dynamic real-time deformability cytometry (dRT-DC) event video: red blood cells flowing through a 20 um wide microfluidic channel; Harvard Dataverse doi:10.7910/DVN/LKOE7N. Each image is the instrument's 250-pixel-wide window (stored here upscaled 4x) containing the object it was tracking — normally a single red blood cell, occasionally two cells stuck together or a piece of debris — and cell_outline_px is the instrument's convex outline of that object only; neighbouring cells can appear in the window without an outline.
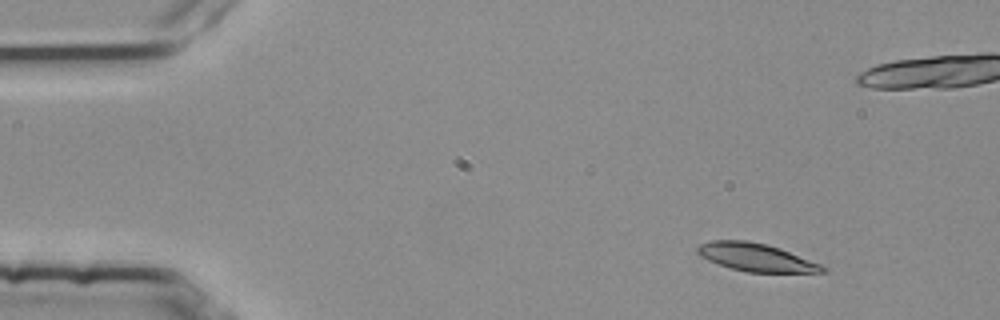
{"species": "common noctule bat (a hibernating species)", "species_latin": "Nyctalus noctula", "temperature_condition": "room temperature", "stored_images_in_passage": 4, "camera_frame_rate_fps": 3000, "um_per_image_px": 0.085, "animal": {"sex": "female", "body_mass_g": 25.1}, "frame": {"image": 1, "passage_image": 1, "time_ms": 0.0, "image_size_px": [1000, 320], "cell_outline_px": [[828, 268], [824, 272], [748, 272], [732, 268], [708, 260], [700, 256], [696, 252], [696, 248], [700, 244], [712, 240], [748, 240], [768, 244], [780, 248], [820, 264]], "centroid_in_image_um": [64.24, 21.86], "position_along_channel_um": 20.8, "area_um2": 20.23}}